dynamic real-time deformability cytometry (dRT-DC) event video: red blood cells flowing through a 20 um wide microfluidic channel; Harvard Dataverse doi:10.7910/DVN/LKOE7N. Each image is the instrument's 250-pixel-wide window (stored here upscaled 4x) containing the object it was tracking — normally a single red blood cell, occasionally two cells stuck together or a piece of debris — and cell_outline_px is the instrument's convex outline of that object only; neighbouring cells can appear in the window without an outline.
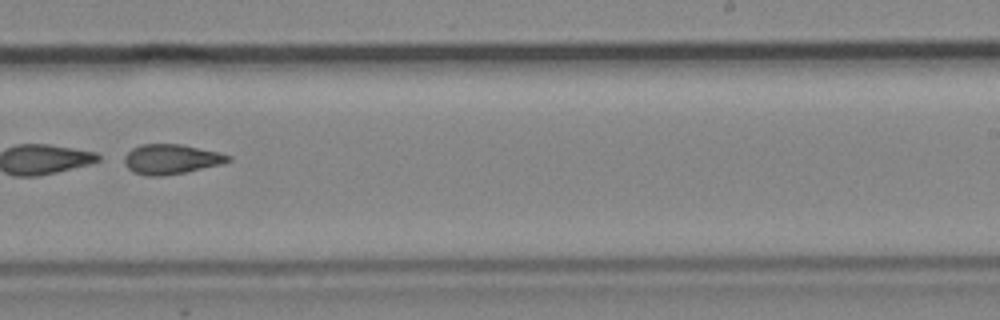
{"species": "common noctule bat (a hibernating species)", "species_latin": "Nyctalus noctula", "temperature_condition": "cold", "stored_images_in_passage": 55, "segment_of_instrument_passage": [2, 2], "camera_frame_rate_fps": 3000, "um_per_image_px": 0.085, "animal": {"sex": "male", "body_mass_g": 19.2, "forearm_length_mm": 51.8}, "frame": {"image": 1, "passage_image": 35, "time_ms": 11.333, "image_size_px": [1000, 320], "cell_outline_px": [[232, 160], [220, 164], [184, 172], [164, 176], [144, 176], [132, 172], [124, 164], [124, 156], [132, 148], [140, 144], [180, 144], [220, 152], [232, 156]], "centroid_in_image_um": [14.52, 13.53], "position_along_channel_um": 274.5, "area_um2": 18.15}}